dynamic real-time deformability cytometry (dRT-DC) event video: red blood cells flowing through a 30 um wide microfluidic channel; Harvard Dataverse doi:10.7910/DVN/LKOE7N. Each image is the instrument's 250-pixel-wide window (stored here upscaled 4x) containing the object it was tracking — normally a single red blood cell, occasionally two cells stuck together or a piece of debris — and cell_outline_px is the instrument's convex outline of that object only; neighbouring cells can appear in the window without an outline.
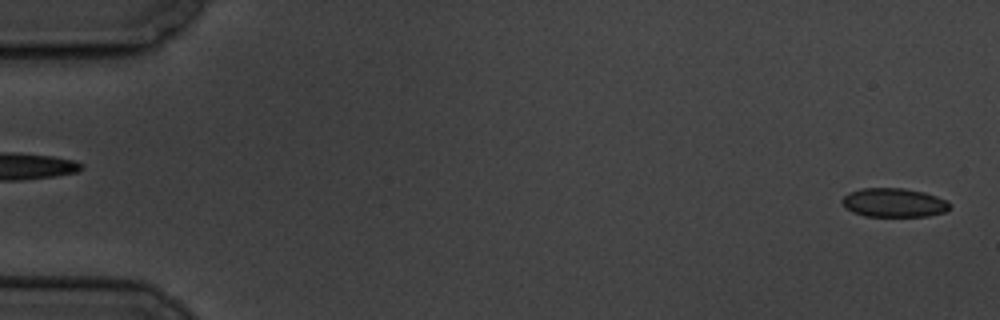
{"species": "common noctule bat (a hibernating species)", "species_latin": "Nyctalus noctula", "temperature_condition": "cold", "stored_images_in_passage": 6, "segment_of_instrument_passage": [2, 2], "camera_frame_rate_fps": 3000, "um_per_image_px": 0.085, "animal": {"sex": "male", "body_mass_g": 19.5, "forearm_length_mm": 54.6}, "frame": {"image": 1, "passage_image": 6, "time_ms": 6.667, "image_size_px": [1000, 320], "cell_outline_px": [[952, 204], [944, 212], [928, 216], [864, 216], [852, 212], [844, 208], [840, 200], [848, 192], [860, 188], [904, 188], [924, 192], [936, 196]], "centroid_in_image_um": [75.92, 17.22], "position_along_channel_um": 9.1, "area_um2": 18.26}}